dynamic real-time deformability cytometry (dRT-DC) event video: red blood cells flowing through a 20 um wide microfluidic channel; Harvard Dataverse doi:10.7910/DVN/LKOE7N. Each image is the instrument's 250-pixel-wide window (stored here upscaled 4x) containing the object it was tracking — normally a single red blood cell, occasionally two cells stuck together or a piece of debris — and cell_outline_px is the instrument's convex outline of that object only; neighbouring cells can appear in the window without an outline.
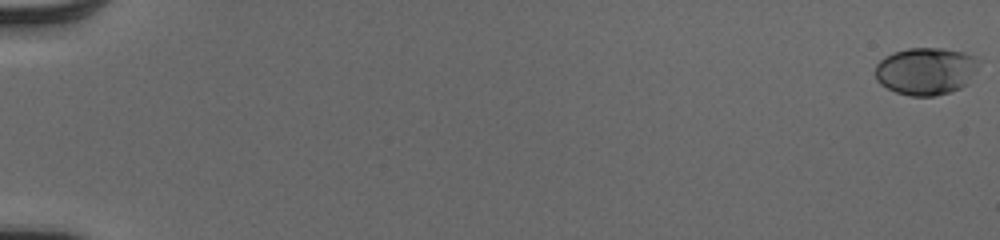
{"species": "human", "species_latin": "Homo sapiens", "temperature_condition": "cold", "stored_images_in_passage": 54, "camera_frame_rate_fps": 3000, "um_per_image_px": 0.085, "donor": {"sex": "male"}, "frame": {"image": 1, "passage_image": 1, "time_ms": 0.0, "image_size_px": [1000, 240], "cell_outline_px": [[984, 60], [968, 84], [952, 92], [936, 96], [912, 96], [896, 92], [880, 84], [876, 80], [876, 64], [884, 56], [892, 52], [908, 48], [944, 48], [964, 52], [980, 56]], "centroid_in_image_um": [78.78, 6.02], "position_along_channel_um": 6.2, "area_um2": 29.42}}
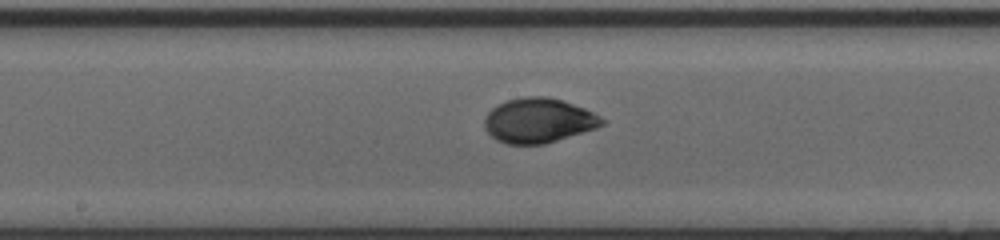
{"frame": {"image": 2, "passage_image": 31, "time_ms": 10.0, "image_size_px": [1000, 240], "cell_outline_px": [[608, 120], [604, 124], [596, 128], [544, 144], [508, 144], [496, 140], [484, 128], [484, 116], [492, 108], [508, 100], [524, 96], [548, 96], [564, 100], [584, 108]], "centroid_in_image_um": [45.78, 10.23], "position_along_channel_um": 202.4, "area_um2": 30.69}}
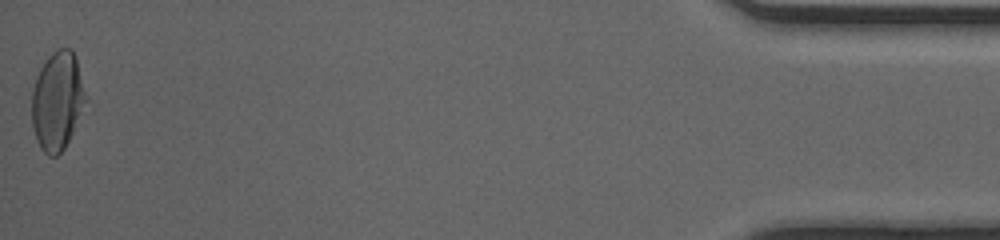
{"frame": {"image": 3, "passage_image": 54, "time_ms": 17.667, "image_size_px": [1000, 240], "cell_outline_px": [[88, 100], [64, 148], [56, 156], [48, 156], [40, 148], [36, 140], [32, 124], [32, 88], [36, 76], [40, 68], [48, 56], [56, 48], [72, 48], [76, 56], [88, 96]], "centroid_in_image_um": [4.89, 8.53], "position_along_channel_um": 430.3, "area_um2": 31.39}, "authors_computed_cell_mechanics": {"area_um2": 29.3624, "velocity_mm_per_s": 4.0722, "shape_relaxation_time_tau1_ms": 3.9986, "shape_relaxation_time_tau2_ms": 0.6613, "deformation_change_tau1": 0.1642, "deformation_change_tau2": 0.032}}